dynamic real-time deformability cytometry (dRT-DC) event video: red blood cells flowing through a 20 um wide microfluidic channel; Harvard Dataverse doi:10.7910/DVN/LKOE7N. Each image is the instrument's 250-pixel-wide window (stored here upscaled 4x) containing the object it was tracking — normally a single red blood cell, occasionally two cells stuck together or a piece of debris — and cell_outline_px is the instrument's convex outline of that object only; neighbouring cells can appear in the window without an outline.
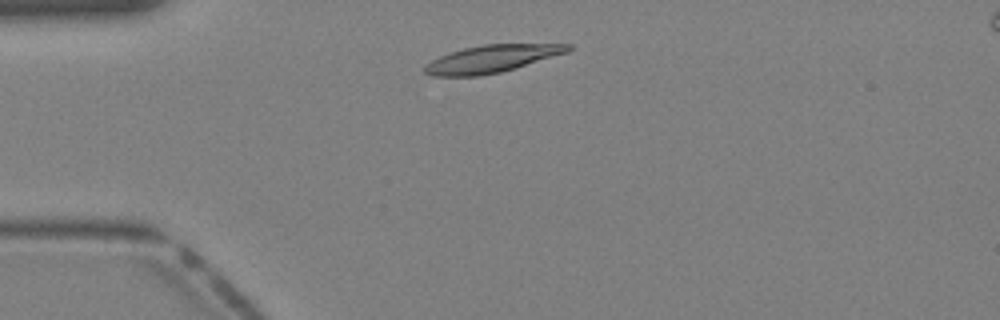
{"species": "Egyptian fruit bat (a non-hibernating species)", "species_latin": "Rousettus aegyptiacus", "temperature_condition": "warm", "stored_images_in_passage": 34, "camera_frame_rate_fps": 3000, "um_per_image_px": 0.085, "animal": {"sex": "female"}, "frame": {"image": 1, "passage_image": 4, "time_ms": 1.0, "image_size_px": [1000, 320], "cell_outline_px": [[572, 48], [568, 52], [516, 68], [500, 72], [480, 76], [432, 76], [424, 72], [424, 64], [440, 56], [464, 48], [480, 44], [572, 44]], "centroid_in_image_um": [41.79, 5.0], "position_along_channel_um": 43.2, "area_um2": 22.89}}
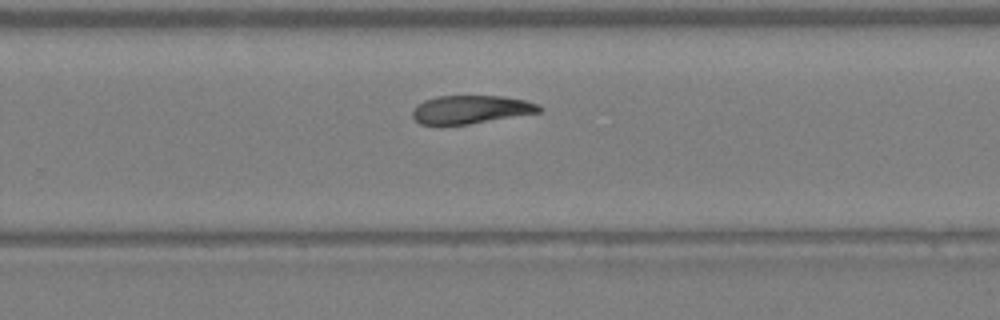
{"frame": {"image": 2, "passage_image": 20, "time_ms": 6.333, "image_size_px": [1000, 320], "cell_outline_px": [[544, 108], [540, 112], [468, 124], [420, 124], [412, 116], [412, 108], [424, 100], [436, 96], [500, 96], [524, 100], [540, 104]], "centroid_in_image_um": [40.02, 9.3], "position_along_channel_um": 289.8, "area_um2": 20.75}}
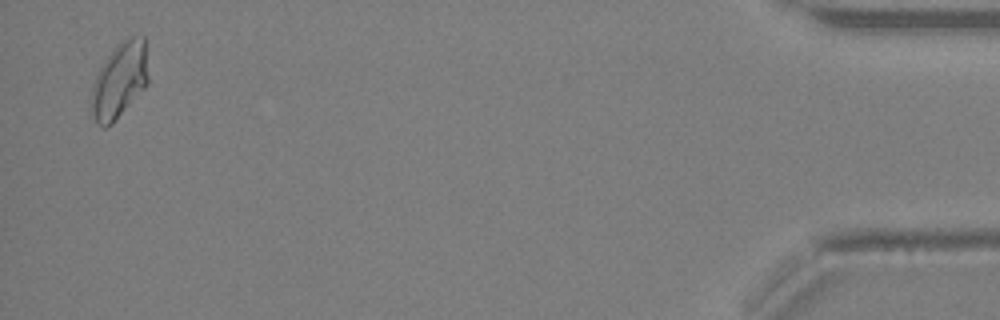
{"frame": {"image": 3, "passage_image": 33, "time_ms": 10.667, "image_size_px": [1000, 320], "cell_outline_px": [[148, 84], [112, 124], [104, 128], [96, 124], [92, 112], [92, 88], [96, 76], [104, 60], [128, 36], [144, 36], [148, 76]], "centroid_in_image_um": [10.17, 6.85], "position_along_channel_um": 425.0, "area_um2": 24.62}}